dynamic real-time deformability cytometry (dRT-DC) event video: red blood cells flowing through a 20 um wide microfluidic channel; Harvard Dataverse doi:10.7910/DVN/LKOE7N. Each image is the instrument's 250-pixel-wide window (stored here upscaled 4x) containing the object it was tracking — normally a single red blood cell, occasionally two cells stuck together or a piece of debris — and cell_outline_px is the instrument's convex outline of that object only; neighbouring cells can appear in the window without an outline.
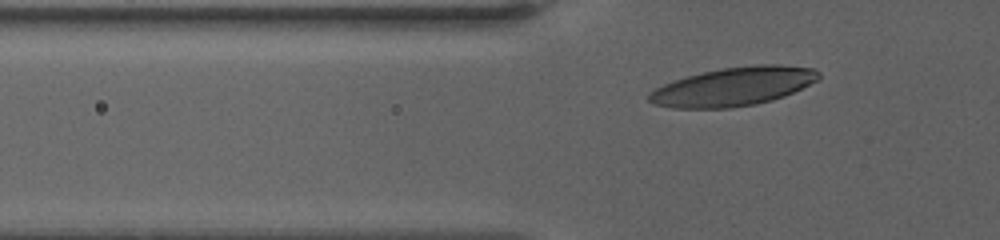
{"species": "human", "species_latin": "Homo sapiens", "temperature_condition": "warm", "stored_images_in_passage": 63, "camera_frame_rate_fps": 3000, "um_per_image_px": 0.085, "donor": {"sex": "female"}, "frame": {"image": 1, "passage_image": 3, "time_ms": 0.333, "image_size_px": [1000, 240], "cell_outline_px": [[820, 76], [816, 80], [784, 96], [772, 100], [756, 104], [728, 108], [672, 108], [652, 104], [648, 100], [648, 92], [664, 84], [688, 76], [720, 68], [756, 64], [780, 64], [816, 68], [820, 72]], "centroid_in_image_um": [62.33, 7.35], "position_along_channel_um": 63.5, "area_um2": 38.15}}
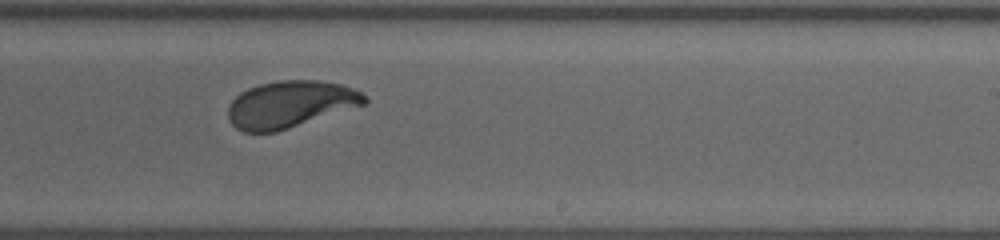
{"frame": {"image": 2, "passage_image": 35, "time_ms": 7.0, "image_size_px": [1000, 240], "cell_outline_px": [[368, 104], [276, 132], [244, 132], [236, 128], [228, 120], [228, 104], [240, 92], [248, 88], [260, 84], [280, 80], [316, 80], [340, 84], [352, 88], [360, 92], [368, 100]], "centroid_in_image_um": [24.66, 8.87], "position_along_channel_um": 264.3, "area_um2": 37.4}}
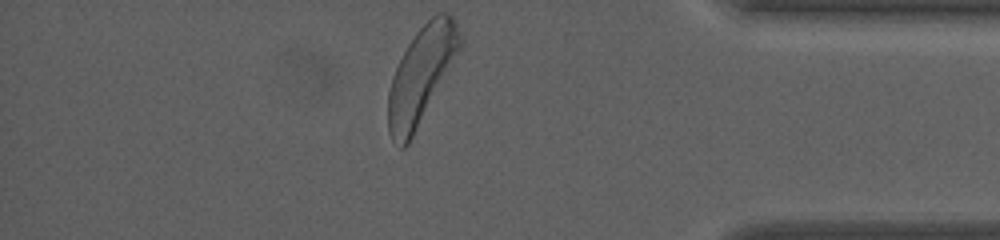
{"frame": {"image": 3, "passage_image": 63, "time_ms": 12.0, "image_size_px": [1000, 240], "cell_outline_px": [[464, 44], [408, 144], [404, 148], [400, 148], [392, 140], [388, 132], [388, 92], [392, 76], [408, 44], [416, 32], [436, 12], [448, 12], [452, 16], [456, 24]], "centroid_in_image_um": [35.81, 6.37], "position_along_channel_um": 399.4, "area_um2": 40.06}, "authors_computed_cell_mechanics": {"area_um2": 37.3966, "velocity_mm_per_s": 3.1556, "shape_relaxation_time_tau1_ms": 3.1572, "shape_relaxation_time_tau2_ms": 1.0012, "deformation_change_tau1": 0.1797, "deformation_change_tau2": 0.0801}}